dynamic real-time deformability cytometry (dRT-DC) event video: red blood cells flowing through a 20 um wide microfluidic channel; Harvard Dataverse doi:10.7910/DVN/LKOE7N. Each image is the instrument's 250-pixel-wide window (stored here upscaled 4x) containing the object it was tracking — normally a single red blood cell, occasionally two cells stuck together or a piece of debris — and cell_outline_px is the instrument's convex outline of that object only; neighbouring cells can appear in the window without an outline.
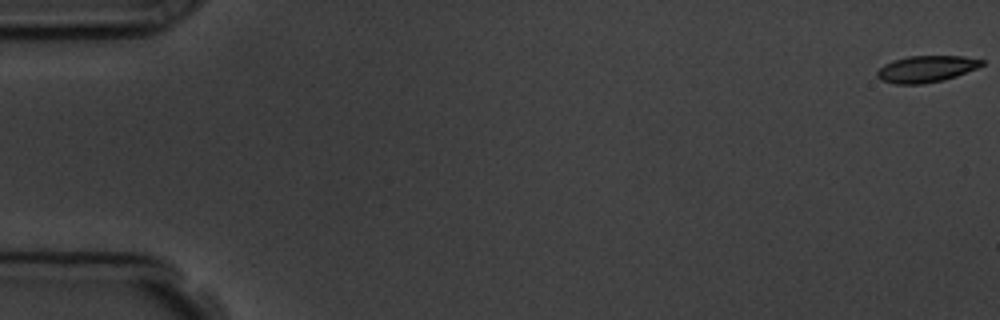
{"species": "common noctule bat (a hibernating species)", "species_latin": "Nyctalus noctula", "temperature_condition": "room temperature", "stored_images_in_passage": 5, "camera_frame_rate_fps": 3000, "um_per_image_px": 0.085, "animal": {"sex": "male", "body_mass_g": 19.5, "forearm_length_mm": 54.6}, "frame": {"image": 1, "passage_image": 1, "time_ms": 0.0, "image_size_px": [1000, 320], "cell_outline_px": [[984, 64], [976, 68], [956, 76], [944, 80], [920, 84], [896, 84], [880, 80], [876, 76], [876, 72], [884, 64], [892, 60], [908, 56], [964, 56], [984, 60]], "centroid_in_image_um": [78.7, 5.86], "position_along_channel_um": 6.3, "area_um2": 16.24}}
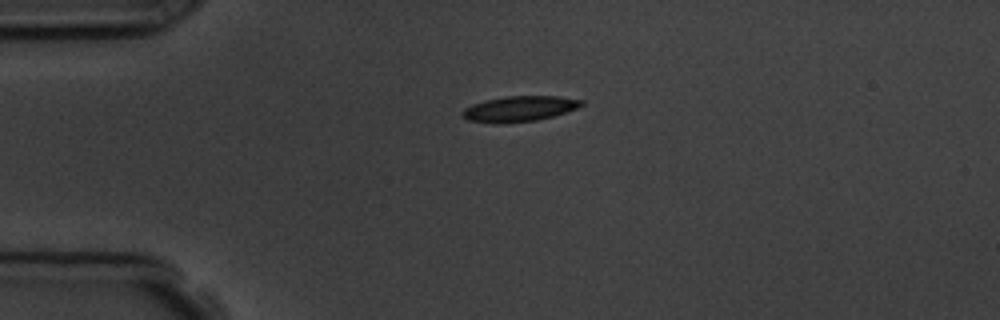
{"frame": {"image": 2, "passage_image": 4, "time_ms": 4.333, "image_size_px": [1000, 320], "cell_outline_px": [[584, 104], [576, 108], [552, 116], [536, 120], [508, 124], [496, 124], [468, 120], [460, 112], [464, 108], [472, 104], [484, 100], [504, 96], [560, 96], [584, 100]], "centroid_in_image_um": [44.11, 9.25], "position_along_channel_um": 40.9, "area_um2": 17.86}}